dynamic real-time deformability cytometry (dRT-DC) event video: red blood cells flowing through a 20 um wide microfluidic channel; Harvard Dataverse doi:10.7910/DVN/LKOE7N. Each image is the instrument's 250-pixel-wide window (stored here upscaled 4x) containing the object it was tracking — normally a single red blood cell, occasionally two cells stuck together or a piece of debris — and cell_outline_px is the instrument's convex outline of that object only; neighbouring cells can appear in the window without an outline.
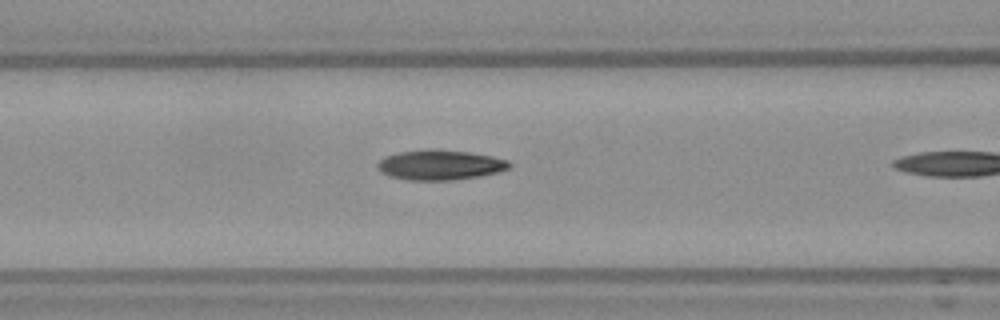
{"species": "Egyptian fruit bat (a non-hibernating species)", "species_latin": "Rousettus aegyptiacus", "temperature_condition": "warm", "stored_images_in_passage": 11, "camera_frame_rate_fps": 3000, "um_per_image_px": 0.085, "frame": {"image": 1, "passage_image": 10, "time_ms": 3.0, "image_size_px": [1000, 320], "cell_outline_px": [[512, 164], [508, 168], [500, 172], [480, 176], [452, 180], [408, 180], [388, 176], [380, 172], [376, 164], [384, 156], [400, 152], [428, 148], [432, 148], [468, 152], [492, 156], [508, 160]], "centroid_in_image_um": [37.39, 14.01], "position_along_channel_um": 129.2, "area_um2": 23.29}}